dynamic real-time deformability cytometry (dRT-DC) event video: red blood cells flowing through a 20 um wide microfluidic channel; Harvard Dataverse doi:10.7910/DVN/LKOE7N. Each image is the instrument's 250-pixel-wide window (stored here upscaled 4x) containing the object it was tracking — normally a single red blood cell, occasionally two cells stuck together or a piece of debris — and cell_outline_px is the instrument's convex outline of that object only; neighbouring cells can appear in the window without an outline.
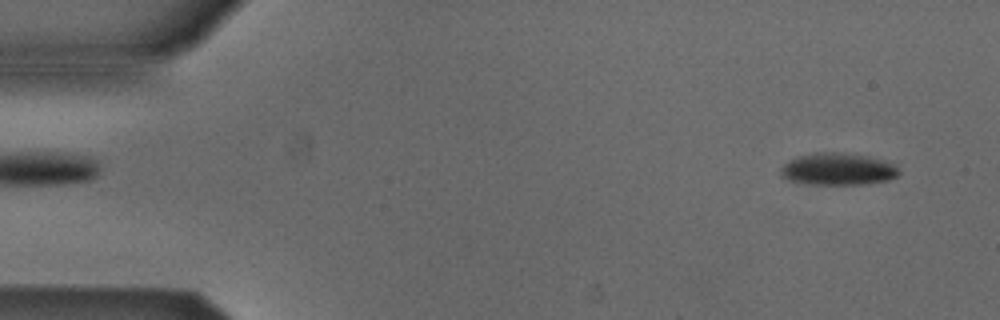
{"species": "Egyptian fruit bat (a non-hibernating species)", "species_latin": "Rousettus aegyptiacus", "temperature_condition": "cold", "stored_images_in_passage": 52, "camera_frame_rate_fps": 3000, "um_per_image_px": 0.085, "animal": {"sex": "male"}, "frame": {"image": 1, "passage_image": 3, "time_ms": 0.667, "image_size_px": [1000, 320], "cell_outline_px": [[900, 172], [896, 176], [888, 180], [868, 184], [812, 184], [788, 180], [780, 176], [780, 168], [788, 160], [796, 156], [816, 152], [836, 152], [868, 156], [884, 160], [896, 164], [900, 168]], "centroid_in_image_um": [71.22, 14.37], "position_along_channel_um": 13.8, "area_um2": 22.37}}
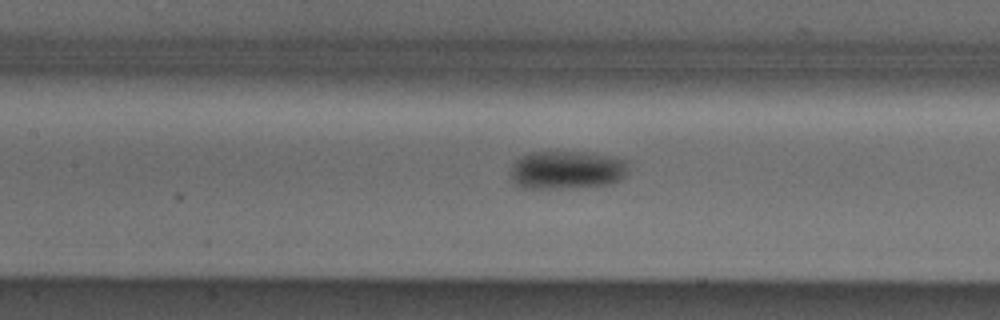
{"frame": {"image": 2, "passage_image": 23, "time_ms": 7.333, "image_size_px": [1000, 320], "cell_outline_px": [[628, 172], [620, 180], [612, 184], [560, 188], [520, 188], [512, 180], [512, 164], [520, 156], [532, 152], [580, 152], [608, 156], [628, 160]], "centroid_in_image_um": [48.19, 14.45], "position_along_channel_um": 159.2, "area_um2": 26.24}}
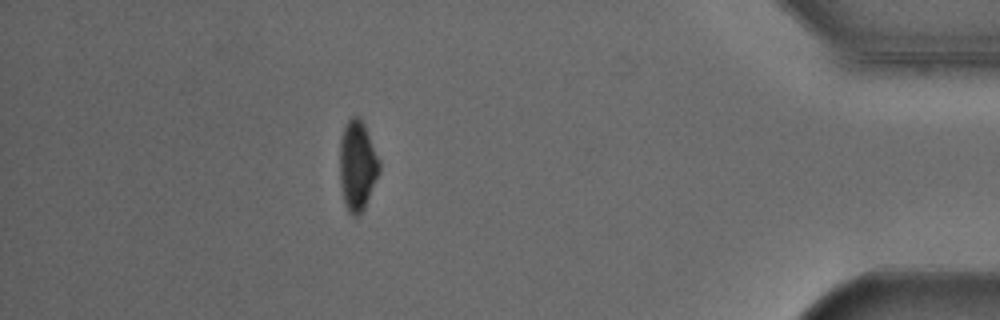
{"frame": {"image": 3, "passage_image": 46, "time_ms": 15.0, "image_size_px": [1000, 320], "cell_outline_px": [[380, 172], [364, 208], [356, 216], [352, 216], [348, 212], [344, 204], [340, 184], [340, 140], [344, 128], [348, 120], [352, 116], [356, 116], [364, 124], [380, 160]], "centroid_in_image_um": [30.37, 14.1], "position_along_channel_um": 404.8, "area_um2": 20.69}, "authors_computed_cell_mechanics": {"area_um2": 23.6113, "velocity_mm_per_s": 3.8667, "shape_relaxation_time_tau1_ms": 1.7339, "shape_relaxation_time_tau2_ms": null, "deformation_change_tau1": 0.0828, "deformation_change_tau2": null}}